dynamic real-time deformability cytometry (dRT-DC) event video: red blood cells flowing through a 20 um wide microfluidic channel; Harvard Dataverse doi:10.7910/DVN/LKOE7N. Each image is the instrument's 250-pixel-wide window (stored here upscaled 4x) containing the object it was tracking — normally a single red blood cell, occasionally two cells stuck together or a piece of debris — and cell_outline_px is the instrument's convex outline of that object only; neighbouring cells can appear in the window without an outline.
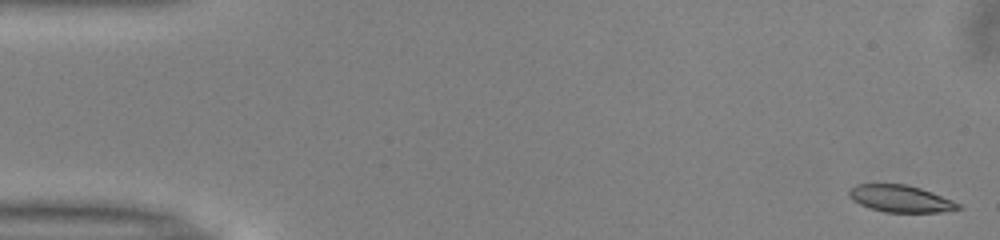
{"species": "common noctule bat (a hibernating species)", "species_latin": "Nyctalus noctula", "temperature_condition": "warm", "stored_images_in_passage": 51, "camera_frame_rate_fps": 3000, "um_per_image_px": 0.085, "animal": {"sex": "male", "body_mass_g": 13.0, "forearm_length_mm": 53.1}, "frame": {"image": 1, "passage_image": 1, "time_ms": 0.0, "image_size_px": [1000, 240], "cell_outline_px": [[964, 208], [940, 212], [884, 212], [860, 204], [852, 200], [848, 196], [848, 192], [856, 184], [908, 184], [932, 192], [952, 200], [960, 204]], "centroid_in_image_um": [76.56, 16.88], "position_along_channel_um": 8.4, "area_um2": 17.11}}
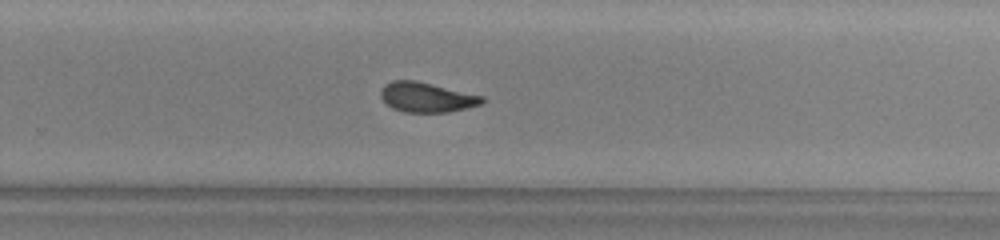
{"frame": {"image": 2, "passage_image": 33, "time_ms": 10.667, "image_size_px": [1000, 240], "cell_outline_px": [[484, 100], [480, 104], [468, 108], [448, 112], [404, 112], [392, 108], [380, 96], [380, 92], [384, 84], [392, 80], [416, 80], [484, 96]], "centroid_in_image_um": [36.26, 8.26], "position_along_channel_um": 293.5, "area_um2": 17.63}}
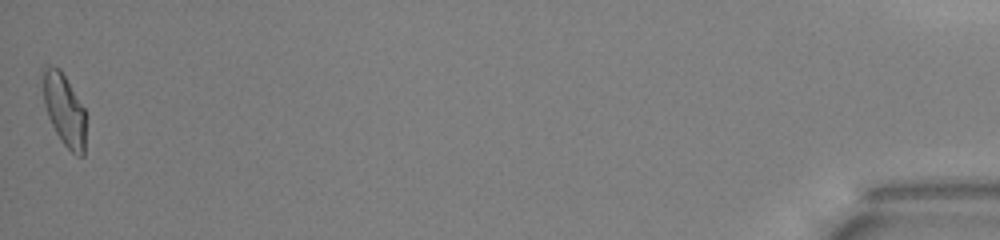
{"frame": {"image": 3, "passage_image": 51, "time_ms": 16.667, "image_size_px": [1000, 240], "cell_outline_px": [[84, 156], [76, 156], [60, 140], [48, 116], [44, 104], [40, 68], [44, 64], [52, 64], [60, 68], [84, 108]], "centroid_in_image_um": [5.4, 9.23], "position_along_channel_um": 429.8, "area_um2": 18.21}, "authors_computed_cell_mechanics": {"area_um2": 17.918, "velocity_mm_per_s": 3.9798, "shape_relaxation_time_tau1_ms": 5.932, "shape_relaxation_time_tau2_ms": 2.3544, "deformation_change_tau1": 0.1815, "deformation_change_tau2": 0.0917}}